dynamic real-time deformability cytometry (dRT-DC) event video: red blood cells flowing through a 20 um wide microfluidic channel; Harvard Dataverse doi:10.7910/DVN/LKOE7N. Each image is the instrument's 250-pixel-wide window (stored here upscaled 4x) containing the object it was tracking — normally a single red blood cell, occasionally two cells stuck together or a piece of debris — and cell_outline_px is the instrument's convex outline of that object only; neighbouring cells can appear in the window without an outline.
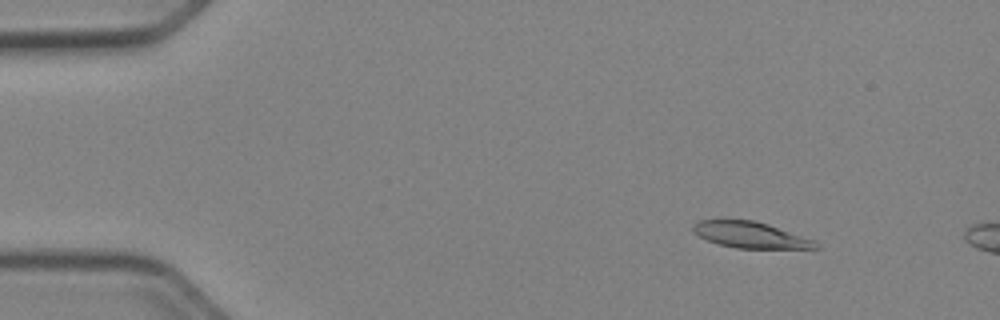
{"species": "Egyptian fruit bat (a non-hibernating species)", "species_latin": "Rousettus aegyptiacus", "temperature_condition": "cold", "stored_images_in_passage": 53, "camera_frame_rate_fps": 3000, "um_per_image_px": 0.085, "animal": {"sex": "female"}, "frame": {"image": 1, "passage_image": 7, "time_ms": 2.0, "image_size_px": [1000, 320], "cell_outline_px": [[820, 248], [736, 248], [720, 244], [708, 240], [692, 232], [692, 224], [700, 220], [752, 220], [768, 224], [812, 240]], "centroid_in_image_um": [63.71, 19.96], "position_along_channel_um": 21.3, "area_um2": 18.21}}
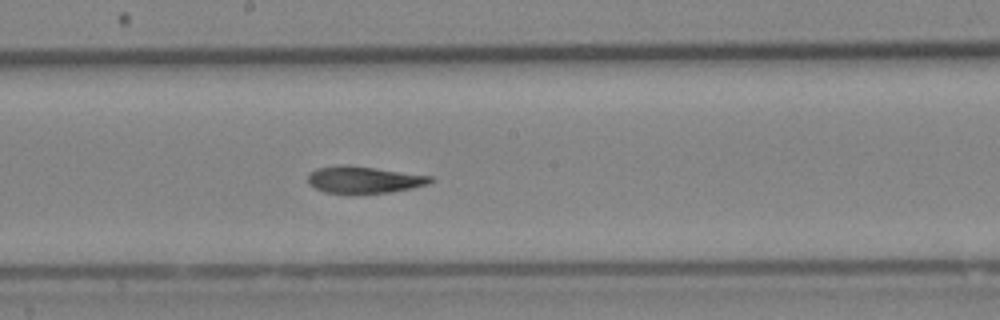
{"frame": {"image": 2, "passage_image": 29, "time_ms": 9.333, "image_size_px": [1000, 320], "cell_outline_px": [[436, 180], [428, 184], [412, 188], [388, 192], [356, 196], [324, 192], [308, 184], [308, 172], [316, 168], [340, 164], [348, 164], [432, 176]], "centroid_in_image_um": [30.89, 15.3], "position_along_channel_um": 217.3, "area_um2": 20.0}}
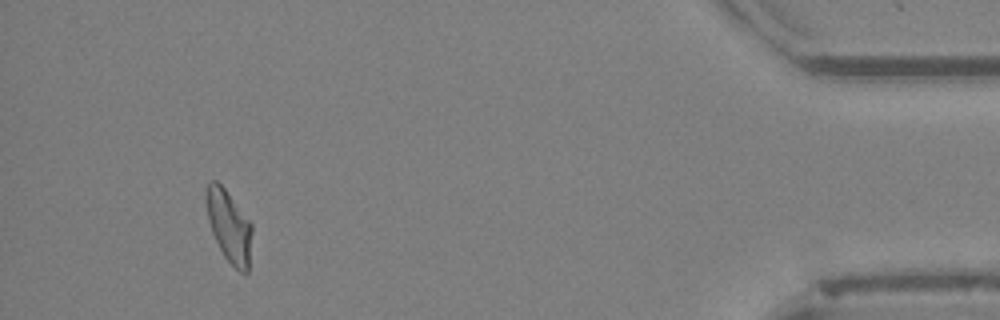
{"frame": {"image": 3, "passage_image": 49, "time_ms": 16.0, "image_size_px": [1000, 320], "cell_outline_px": [[252, 232], [248, 272], [244, 276], [224, 256], [212, 232], [208, 220], [204, 196], [204, 188], [212, 180], [216, 180], [224, 188], [252, 224]], "centroid_in_image_um": [19.45, 19.21], "position_along_channel_um": 415.8, "area_um2": 19.19}, "authors_computed_cell_mechanics": {"area_um2": 19.7098, "velocity_mm_per_s": 3.9449, "shape_relaxation_time_tau1_ms": 7.5752, "shape_relaxation_time_tau2_ms": 4.4683, "deformation_change_tau1": 0.2147, "deformation_change_tau2": 0.0947}}